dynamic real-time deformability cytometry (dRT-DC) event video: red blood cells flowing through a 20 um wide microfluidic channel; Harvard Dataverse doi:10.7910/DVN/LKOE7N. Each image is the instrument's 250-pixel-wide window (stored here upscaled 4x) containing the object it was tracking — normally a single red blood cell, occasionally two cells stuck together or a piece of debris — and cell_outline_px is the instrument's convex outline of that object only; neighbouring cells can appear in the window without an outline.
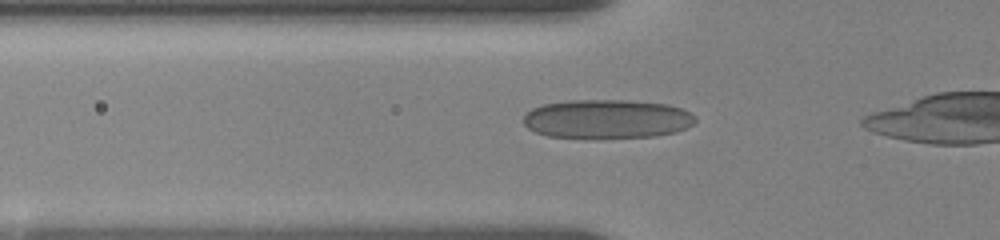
{"species": "human", "species_latin": "Homo sapiens", "temperature_condition": "room temperature", "stored_images_in_passage": 38, "camera_frame_rate_fps": 3000, "um_per_image_px": 0.085, "donor": {"sex": "female"}, "frame": {"image": 1, "passage_image": 9, "time_ms": 2.667, "image_size_px": [1000, 240], "cell_outline_px": [[696, 120], [692, 124], [676, 132], [656, 136], [548, 136], [536, 132], [528, 128], [524, 124], [524, 116], [532, 108], [544, 104], [568, 100], [624, 100], [668, 104], [692, 112], [696, 116]], "centroid_in_image_um": [51.62, 10.08], "position_along_channel_um": 74.2, "area_um2": 38.32}}
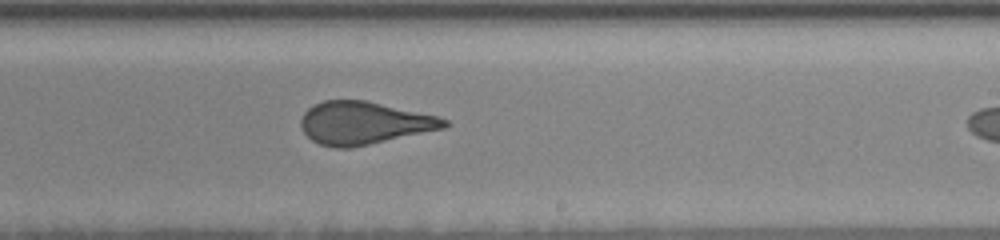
{"frame": {"image": 2, "passage_image": 24, "time_ms": 7.667, "image_size_px": [1000, 240], "cell_outline_px": [[452, 124], [444, 128], [352, 148], [336, 148], [320, 144], [312, 140], [304, 132], [300, 124], [300, 120], [304, 112], [308, 108], [324, 100], [364, 100], [436, 116], [448, 120]], "centroid_in_image_um": [30.92, 10.46], "position_along_channel_um": 258.1, "area_um2": 35.37}}
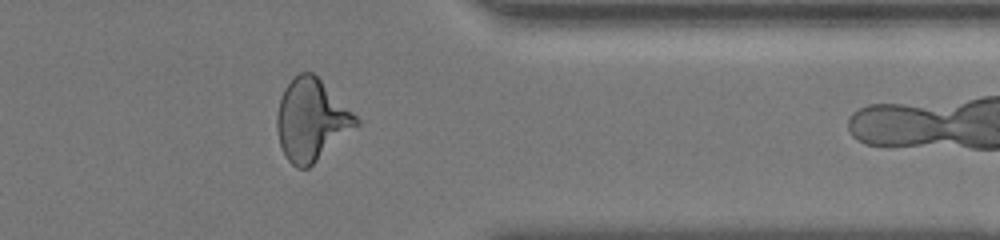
{"frame": {"image": 3, "passage_image": 34, "time_ms": 11.333, "image_size_px": [1000, 240], "cell_outline_px": [[360, 124], [308, 168], [296, 168], [288, 160], [280, 144], [276, 128], [276, 116], [280, 96], [284, 88], [300, 72], [312, 72], [360, 120]], "centroid_in_image_um": [26.44, 10.21], "position_along_channel_um": 385.0, "area_um2": 37.11}, "authors_computed_cell_mechanics": {"area_um2": 36.8186, "velocity_mm_per_s": 3.6739, "shape_relaxation_time_tau1_ms": 10.7449, "shape_relaxation_time_tau2_ms": 0.8914, "deformation_change_tau1": 0.2114, "deformation_change_tau2": 0.0665}}